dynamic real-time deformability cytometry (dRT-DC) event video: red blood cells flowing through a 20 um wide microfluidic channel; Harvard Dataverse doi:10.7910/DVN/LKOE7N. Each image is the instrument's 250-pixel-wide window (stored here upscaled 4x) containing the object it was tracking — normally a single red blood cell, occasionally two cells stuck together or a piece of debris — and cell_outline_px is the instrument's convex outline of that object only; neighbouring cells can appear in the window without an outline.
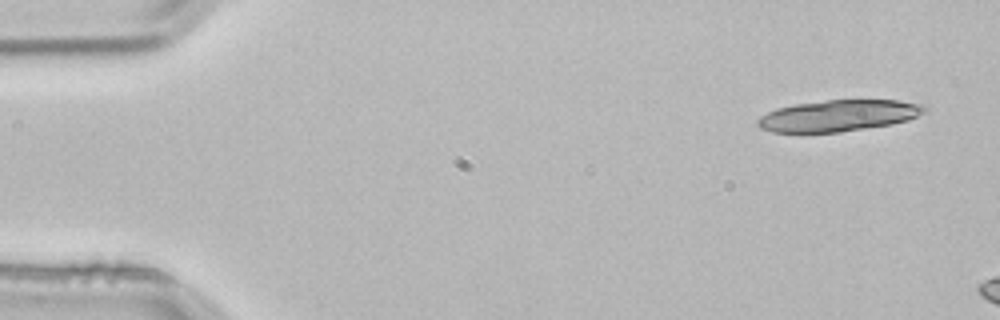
{"species": "common noctule bat (a hibernating species)", "species_latin": "Nyctalus noctula", "temperature_condition": "room temperature", "stored_images_in_passage": 3, "camera_frame_rate_fps": 3000, "um_per_image_px": 0.085, "animal": {"sex": "male", "body_mass_g": 21.5, "forearm_length_mm": 52.0}, "frame": {"image": 1, "passage_image": 1, "time_ms": 0.0, "image_size_px": [1000, 320], "cell_outline_px": [[928, 108], [924, 112], [908, 120], [892, 124], [840, 132], [772, 132], [760, 128], [756, 124], [756, 120], [760, 116], [776, 108], [796, 104], [828, 100], [900, 100], [924, 104]], "centroid_in_image_um": [71.27, 9.82], "position_along_channel_um": 13.7, "area_um2": 30.52}}